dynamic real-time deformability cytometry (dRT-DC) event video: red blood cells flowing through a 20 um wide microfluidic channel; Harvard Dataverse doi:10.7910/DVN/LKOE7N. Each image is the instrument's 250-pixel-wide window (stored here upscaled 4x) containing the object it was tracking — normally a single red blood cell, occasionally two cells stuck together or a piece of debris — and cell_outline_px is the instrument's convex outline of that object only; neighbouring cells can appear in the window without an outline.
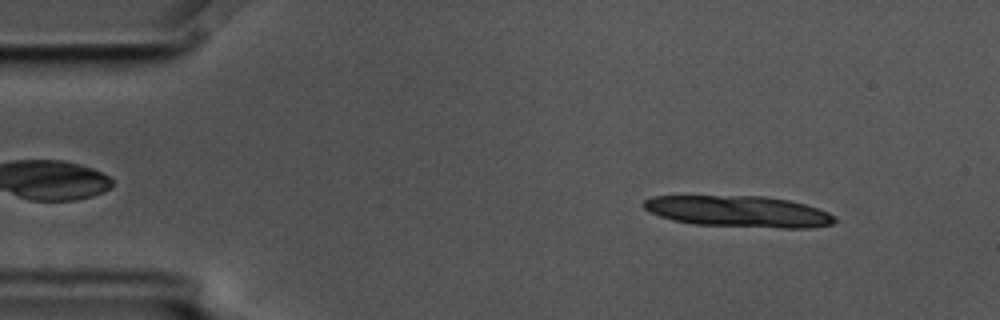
{"species": "common noctule bat (a hibernating species)", "species_latin": "Nyctalus noctula", "temperature_condition": "cold", "stored_images_in_passage": 4, "camera_frame_rate_fps": 3000, "um_per_image_px": 0.085, "animal": {"sex": "male", "body_mass_g": 17.5, "forearm_length_mm": 52.3}, "frame": {"image": 1, "passage_image": 1, "time_ms": 0.0, "image_size_px": [1000, 320], "cell_outline_px": [[836, 220], [832, 224], [808, 228], [780, 228], [692, 224], [672, 220], [660, 216], [644, 208], [640, 204], [644, 200], [652, 196], [764, 196], [788, 200], [804, 204], [828, 212], [836, 216]], "centroid_in_image_um": [62.77, 17.97], "position_along_channel_um": 22.2, "area_um2": 34.85}}